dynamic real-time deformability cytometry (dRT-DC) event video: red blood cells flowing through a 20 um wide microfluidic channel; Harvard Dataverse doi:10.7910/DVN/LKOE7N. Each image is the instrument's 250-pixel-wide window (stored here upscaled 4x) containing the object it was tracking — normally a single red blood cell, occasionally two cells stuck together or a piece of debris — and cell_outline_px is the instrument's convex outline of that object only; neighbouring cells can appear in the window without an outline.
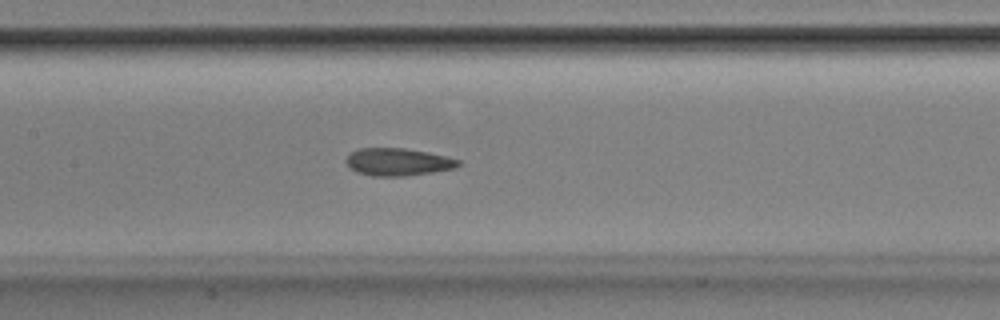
{"species": "Egyptian fruit bat (a non-hibernating species)", "species_latin": "Rousettus aegyptiacus", "temperature_condition": "room temperature", "stored_images_in_passage": 47, "camera_frame_rate_fps": 3000, "um_per_image_px": 0.085, "animal": {"sex": "male"}, "frame": {"image": 1, "passage_image": 20, "time_ms": 6.333, "image_size_px": [1000, 320], "cell_outline_px": [[460, 164], [456, 168], [432, 172], [404, 176], [372, 176], [356, 172], [344, 160], [352, 152], [360, 148], [404, 148], [428, 152], [460, 160]], "centroid_in_image_um": [33.83, 13.77], "position_along_channel_um": 173.6, "area_um2": 17.86}}
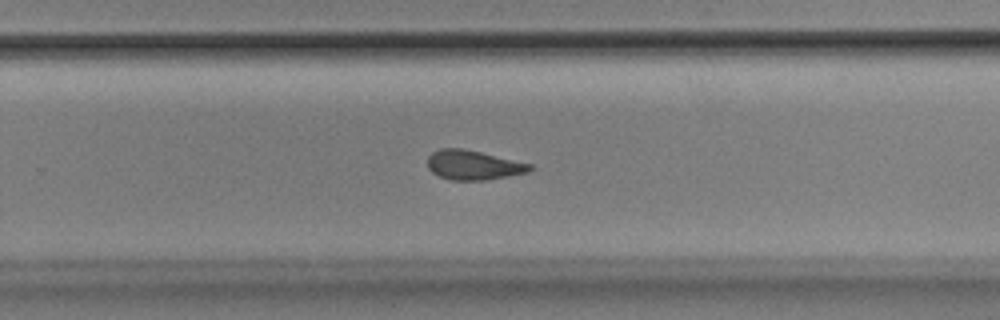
{"frame": {"image": 2, "passage_image": 29, "time_ms": 9.333, "image_size_px": [1000, 320], "cell_outline_px": [[532, 168], [528, 172], [508, 176], [484, 180], [452, 180], [440, 176], [432, 172], [428, 168], [428, 156], [432, 152], [440, 148], [460, 148], [480, 152], [532, 164]], "centroid_in_image_um": [40.21, 14.03], "position_along_channel_um": 289.6, "area_um2": 17.4}}
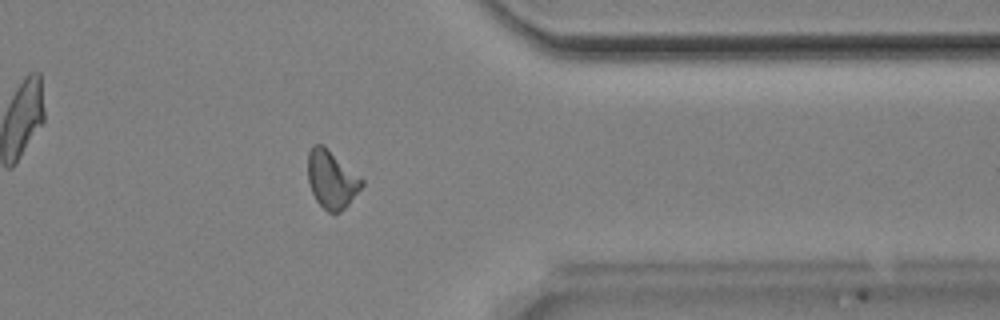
{"frame": {"image": 3, "passage_image": 37, "time_ms": 12.0, "image_size_px": [1000, 320], "cell_outline_px": [[364, 184], [348, 204], [340, 212], [328, 212], [316, 200], [308, 184], [308, 152], [312, 144], [324, 144], [364, 180]], "centroid_in_image_um": [28.17, 15.21], "position_along_channel_um": 383.2, "area_um2": 18.21}, "authors_computed_cell_mechanics": {"area_um2": 18.1492, "velocity_mm_per_s": 3.8802, "shape_relaxation_time_tau1_ms": 5.2445, "shape_relaxation_time_tau2_ms": 3.3062, "deformation_change_tau1": 0.1483, "deformation_change_tau2": 0.0905}}